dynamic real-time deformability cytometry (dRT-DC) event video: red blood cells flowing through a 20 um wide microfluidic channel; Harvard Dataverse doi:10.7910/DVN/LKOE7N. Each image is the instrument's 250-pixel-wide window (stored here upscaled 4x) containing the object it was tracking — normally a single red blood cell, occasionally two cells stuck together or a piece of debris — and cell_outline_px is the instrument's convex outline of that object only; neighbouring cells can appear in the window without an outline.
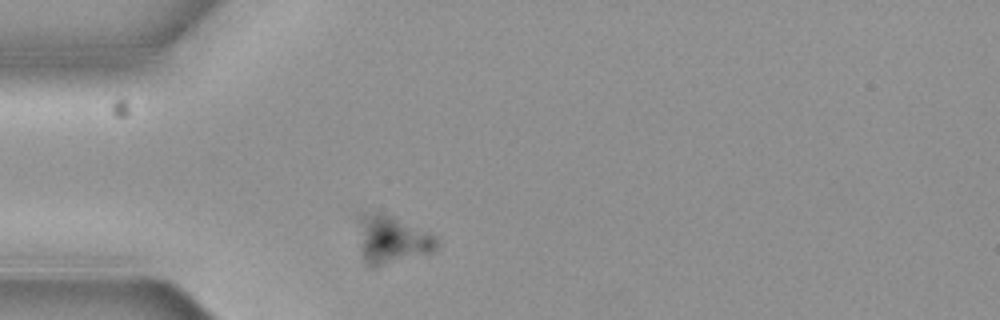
{"species": "common noctule bat (a hibernating species)", "species_latin": "Nyctalus noctula", "temperature_condition": "cold", "stored_images_in_passage": 1, "camera_frame_rate_fps": 3000, "um_per_image_px": 0.085, "animal": {"sex": "female", "body_mass_g": 19.3, "forearm_length_mm": 54.1}, "frame": {"image": 1, "passage_image": 1, "time_ms": 0.0, "image_size_px": [1000, 320], "cell_outline_px": [[440, 244], [432, 252], [376, 268], [372, 268], [364, 260], [360, 252], [356, 216], [356, 212], [376, 212], [392, 216], [440, 236]], "centroid_in_image_um": [33.29, 20.35], "position_along_channel_um": 51.7, "area_um2": 22.95}}